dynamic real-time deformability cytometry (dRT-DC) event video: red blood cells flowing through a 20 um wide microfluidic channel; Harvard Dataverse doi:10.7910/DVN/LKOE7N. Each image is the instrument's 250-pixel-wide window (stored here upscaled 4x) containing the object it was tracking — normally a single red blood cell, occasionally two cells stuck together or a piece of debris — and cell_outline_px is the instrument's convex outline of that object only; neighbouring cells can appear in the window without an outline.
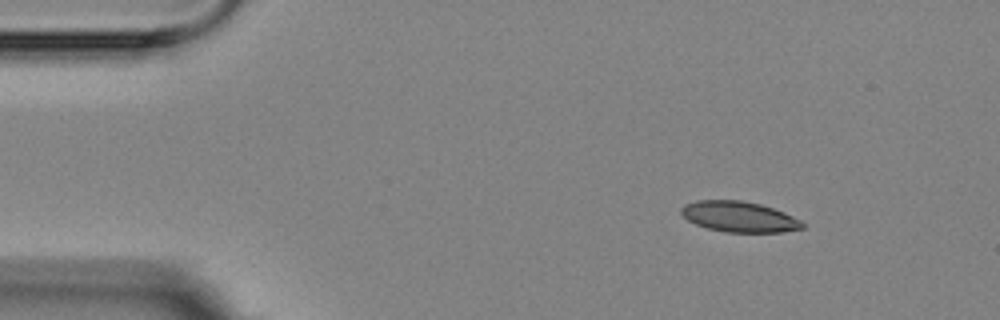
{"species": "Egyptian fruit bat (a non-hibernating species)", "species_latin": "Rousettus aegyptiacus", "temperature_condition": "room temperature", "stored_images_in_passage": 7, "camera_frame_rate_fps": 3000, "um_per_image_px": 0.085, "animal": {"sex": "female"}, "frame": {"image": 1, "passage_image": 1, "time_ms": 0.0, "image_size_px": [1000, 320], "cell_outline_px": [[804, 228], [784, 232], [724, 232], [708, 228], [696, 224], [688, 220], [680, 212], [680, 208], [684, 204], [696, 200], [740, 200], [760, 204], [784, 212], [800, 220], [804, 224]], "centroid_in_image_um": [62.81, 18.42], "position_along_channel_um": 22.2, "area_um2": 21.62}}
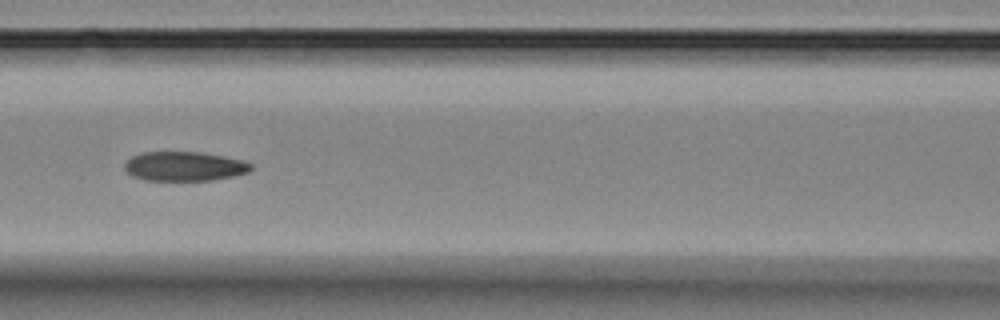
{"frame": {"image": 2, "passage_image": 6, "time_ms": 5.667, "image_size_px": [1000, 320], "cell_outline_px": [[252, 168], [248, 172], [232, 176], [212, 180], [144, 180], [132, 176], [124, 168], [124, 164], [132, 156], [144, 152], [200, 152], [224, 156], [244, 160], [252, 164]], "centroid_in_image_um": [15.68, 14.13], "position_along_channel_um": 150.9, "area_um2": 21.56}}
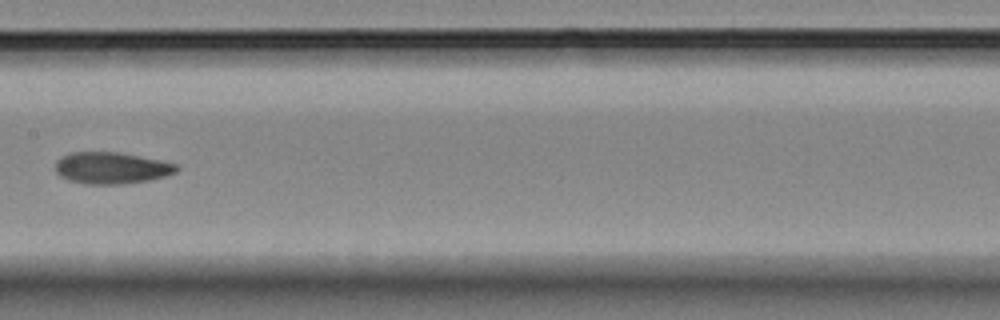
{"frame": {"image": 3, "passage_image": 7, "time_ms": 7.0, "image_size_px": [1000, 320], "cell_outline_px": [[180, 168], [176, 172], [164, 176], [148, 180], [124, 184], [84, 184], [68, 180], [60, 176], [56, 172], [56, 160], [60, 156], [68, 152], [120, 152], [160, 160], [176, 164]], "centroid_in_image_um": [9.44, 14.27], "position_along_channel_um": 198.0, "area_um2": 22.48}}